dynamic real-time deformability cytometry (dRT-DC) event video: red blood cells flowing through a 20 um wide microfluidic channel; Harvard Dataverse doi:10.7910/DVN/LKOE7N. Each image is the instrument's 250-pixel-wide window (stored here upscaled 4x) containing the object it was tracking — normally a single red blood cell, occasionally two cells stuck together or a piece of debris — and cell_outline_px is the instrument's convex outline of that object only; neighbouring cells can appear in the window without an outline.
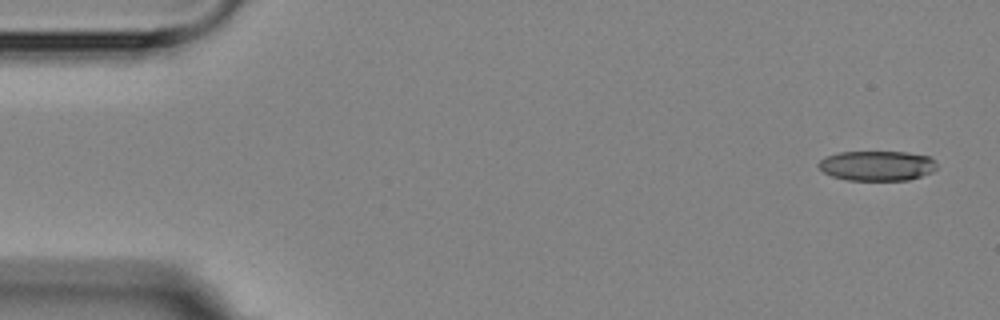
{"species": "Egyptian fruit bat (a non-hibernating species)", "species_latin": "Rousettus aegyptiacus", "temperature_condition": "room temperature", "stored_images_in_passage": 5, "camera_frame_rate_fps": 3000, "um_per_image_px": 0.085, "animal": {"sex": "female"}, "frame": {"image": 1, "passage_image": 1, "time_ms": 0.0, "image_size_px": [1000, 320], "cell_outline_px": [[936, 168], [932, 172], [908, 180], [848, 180], [832, 176], [824, 172], [816, 164], [824, 156], [836, 152], [908, 152], [928, 156], [936, 160]], "centroid_in_image_um": [74.53, 14.08], "position_along_channel_um": 10.5, "area_um2": 20.75}}
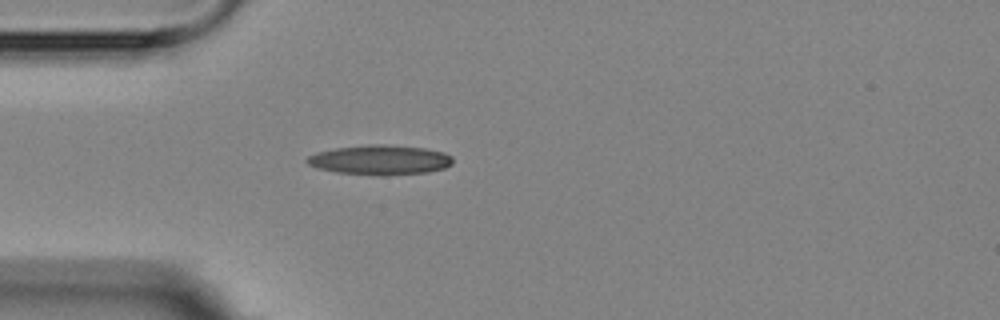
{"frame": {"image": 2, "passage_image": 5, "time_ms": 4.333, "image_size_px": [1000, 320], "cell_outline_px": [[452, 164], [444, 168], [428, 172], [380, 176], [336, 172], [316, 168], [308, 164], [304, 160], [308, 156], [316, 152], [336, 148], [368, 144], [388, 144], [424, 148], [444, 152], [452, 156]], "centroid_in_image_um": [32.28, 13.59], "position_along_channel_um": 52.7, "area_um2": 25.49}}